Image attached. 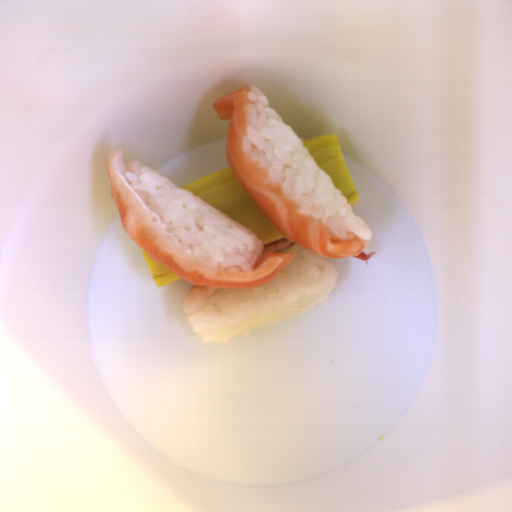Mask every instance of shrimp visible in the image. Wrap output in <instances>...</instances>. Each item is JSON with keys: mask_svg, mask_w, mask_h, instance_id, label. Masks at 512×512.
I'll return each instance as SVG.
<instances>
[{"mask_svg": "<svg viewBox=\"0 0 512 512\" xmlns=\"http://www.w3.org/2000/svg\"><path fill=\"white\" fill-rule=\"evenodd\" d=\"M219 288L194 284L185 294L182 306L185 315L198 310Z\"/></svg>", "mask_w": 512, "mask_h": 512, "instance_id": "shrimp-1", "label": "shrimp"}, {"mask_svg": "<svg viewBox=\"0 0 512 512\" xmlns=\"http://www.w3.org/2000/svg\"><path fill=\"white\" fill-rule=\"evenodd\" d=\"M291 243H296L290 239H282L280 241H277L275 243H272V244H269V245H263L264 247V251H263V254H264V257L270 253V252H279L281 251L282 249H284L285 247H287L288 245H290Z\"/></svg>", "mask_w": 512, "mask_h": 512, "instance_id": "shrimp-2", "label": "shrimp"}, {"mask_svg": "<svg viewBox=\"0 0 512 512\" xmlns=\"http://www.w3.org/2000/svg\"><path fill=\"white\" fill-rule=\"evenodd\" d=\"M374 255H377V252H371L369 254H364L363 250L361 252V254H359L358 256H353L355 257L356 259L358 260H361L363 262H367L368 260H370Z\"/></svg>", "mask_w": 512, "mask_h": 512, "instance_id": "shrimp-3", "label": "shrimp"}]
</instances>
